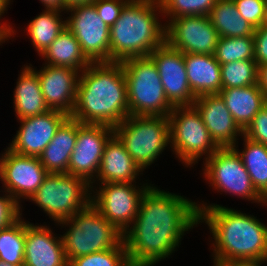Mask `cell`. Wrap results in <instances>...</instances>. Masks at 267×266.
I'll list each match as a JSON object with an SVG mask.
<instances>
[{
	"instance_id": "obj_1",
	"label": "cell",
	"mask_w": 267,
	"mask_h": 266,
	"mask_svg": "<svg viewBox=\"0 0 267 266\" xmlns=\"http://www.w3.org/2000/svg\"><path fill=\"white\" fill-rule=\"evenodd\" d=\"M197 202L151 185L140 201L133 224L124 232L131 266H154L169 258L186 231L199 224Z\"/></svg>"
},
{
	"instance_id": "obj_2",
	"label": "cell",
	"mask_w": 267,
	"mask_h": 266,
	"mask_svg": "<svg viewBox=\"0 0 267 266\" xmlns=\"http://www.w3.org/2000/svg\"><path fill=\"white\" fill-rule=\"evenodd\" d=\"M196 203L200 222L214 240L213 263L257 261L267 263V226L255 216L219 204Z\"/></svg>"
},
{
	"instance_id": "obj_3",
	"label": "cell",
	"mask_w": 267,
	"mask_h": 266,
	"mask_svg": "<svg viewBox=\"0 0 267 266\" xmlns=\"http://www.w3.org/2000/svg\"><path fill=\"white\" fill-rule=\"evenodd\" d=\"M79 75L71 118L82 124H105L114 128L129 116L121 62L90 63Z\"/></svg>"
},
{
	"instance_id": "obj_4",
	"label": "cell",
	"mask_w": 267,
	"mask_h": 266,
	"mask_svg": "<svg viewBox=\"0 0 267 266\" xmlns=\"http://www.w3.org/2000/svg\"><path fill=\"white\" fill-rule=\"evenodd\" d=\"M159 0H129L110 27V62L149 56L165 43Z\"/></svg>"
},
{
	"instance_id": "obj_5",
	"label": "cell",
	"mask_w": 267,
	"mask_h": 266,
	"mask_svg": "<svg viewBox=\"0 0 267 266\" xmlns=\"http://www.w3.org/2000/svg\"><path fill=\"white\" fill-rule=\"evenodd\" d=\"M57 225L69 226L60 235L68 263L79 256L113 249L123 240V234L92 203Z\"/></svg>"
},
{
	"instance_id": "obj_6",
	"label": "cell",
	"mask_w": 267,
	"mask_h": 266,
	"mask_svg": "<svg viewBox=\"0 0 267 266\" xmlns=\"http://www.w3.org/2000/svg\"><path fill=\"white\" fill-rule=\"evenodd\" d=\"M127 84L129 115L167 116L174 107L165 96L154 60L150 56L121 62Z\"/></svg>"
},
{
	"instance_id": "obj_7",
	"label": "cell",
	"mask_w": 267,
	"mask_h": 266,
	"mask_svg": "<svg viewBox=\"0 0 267 266\" xmlns=\"http://www.w3.org/2000/svg\"><path fill=\"white\" fill-rule=\"evenodd\" d=\"M114 134L142 171L151 166L171 144L167 116L129 115L114 127Z\"/></svg>"
},
{
	"instance_id": "obj_8",
	"label": "cell",
	"mask_w": 267,
	"mask_h": 266,
	"mask_svg": "<svg viewBox=\"0 0 267 266\" xmlns=\"http://www.w3.org/2000/svg\"><path fill=\"white\" fill-rule=\"evenodd\" d=\"M91 191V185L81 177L48 173L28 200L58 224L86 208L91 203Z\"/></svg>"
},
{
	"instance_id": "obj_9",
	"label": "cell",
	"mask_w": 267,
	"mask_h": 266,
	"mask_svg": "<svg viewBox=\"0 0 267 266\" xmlns=\"http://www.w3.org/2000/svg\"><path fill=\"white\" fill-rule=\"evenodd\" d=\"M172 152L185 167L208 159L220 147L210 136L199 111L194 105L177 106L168 115Z\"/></svg>"
},
{
	"instance_id": "obj_10",
	"label": "cell",
	"mask_w": 267,
	"mask_h": 266,
	"mask_svg": "<svg viewBox=\"0 0 267 266\" xmlns=\"http://www.w3.org/2000/svg\"><path fill=\"white\" fill-rule=\"evenodd\" d=\"M203 164V175L214 190L264 206V198L254 188L241 156L233 147L219 148Z\"/></svg>"
},
{
	"instance_id": "obj_11",
	"label": "cell",
	"mask_w": 267,
	"mask_h": 266,
	"mask_svg": "<svg viewBox=\"0 0 267 266\" xmlns=\"http://www.w3.org/2000/svg\"><path fill=\"white\" fill-rule=\"evenodd\" d=\"M152 184L107 182L92 189L91 203L122 234L133 224L140 201ZM137 186V187H136ZM95 193V194H94Z\"/></svg>"
},
{
	"instance_id": "obj_12",
	"label": "cell",
	"mask_w": 267,
	"mask_h": 266,
	"mask_svg": "<svg viewBox=\"0 0 267 266\" xmlns=\"http://www.w3.org/2000/svg\"><path fill=\"white\" fill-rule=\"evenodd\" d=\"M66 27L75 35L81 50L91 63L110 62V27L98 16L93 4L68 8Z\"/></svg>"
},
{
	"instance_id": "obj_13",
	"label": "cell",
	"mask_w": 267,
	"mask_h": 266,
	"mask_svg": "<svg viewBox=\"0 0 267 266\" xmlns=\"http://www.w3.org/2000/svg\"><path fill=\"white\" fill-rule=\"evenodd\" d=\"M47 175L48 172L39 157L21 155L8 147L0 156V179L3 189L21 206V198L28 200Z\"/></svg>"
},
{
	"instance_id": "obj_14",
	"label": "cell",
	"mask_w": 267,
	"mask_h": 266,
	"mask_svg": "<svg viewBox=\"0 0 267 266\" xmlns=\"http://www.w3.org/2000/svg\"><path fill=\"white\" fill-rule=\"evenodd\" d=\"M114 128L105 124H82L77 120V137L71 154L68 174L91 184L99 172L106 142Z\"/></svg>"
},
{
	"instance_id": "obj_15",
	"label": "cell",
	"mask_w": 267,
	"mask_h": 266,
	"mask_svg": "<svg viewBox=\"0 0 267 266\" xmlns=\"http://www.w3.org/2000/svg\"><path fill=\"white\" fill-rule=\"evenodd\" d=\"M163 24L170 47L183 53L214 54L220 37L209 16H182Z\"/></svg>"
},
{
	"instance_id": "obj_16",
	"label": "cell",
	"mask_w": 267,
	"mask_h": 266,
	"mask_svg": "<svg viewBox=\"0 0 267 266\" xmlns=\"http://www.w3.org/2000/svg\"><path fill=\"white\" fill-rule=\"evenodd\" d=\"M155 62L165 96L173 107L193 105V95L186 73L184 53L170 47L166 42L149 55Z\"/></svg>"
},
{
	"instance_id": "obj_17",
	"label": "cell",
	"mask_w": 267,
	"mask_h": 266,
	"mask_svg": "<svg viewBox=\"0 0 267 266\" xmlns=\"http://www.w3.org/2000/svg\"><path fill=\"white\" fill-rule=\"evenodd\" d=\"M69 116L58 110L20 119L21 126L8 148L21 155L39 157Z\"/></svg>"
},
{
	"instance_id": "obj_18",
	"label": "cell",
	"mask_w": 267,
	"mask_h": 266,
	"mask_svg": "<svg viewBox=\"0 0 267 266\" xmlns=\"http://www.w3.org/2000/svg\"><path fill=\"white\" fill-rule=\"evenodd\" d=\"M36 73L48 108L71 116L75 108L80 71L45 64Z\"/></svg>"
},
{
	"instance_id": "obj_19",
	"label": "cell",
	"mask_w": 267,
	"mask_h": 266,
	"mask_svg": "<svg viewBox=\"0 0 267 266\" xmlns=\"http://www.w3.org/2000/svg\"><path fill=\"white\" fill-rule=\"evenodd\" d=\"M193 105L199 111L210 136L220 148H238L237 137L243 136V130L234 121L219 94L198 96Z\"/></svg>"
},
{
	"instance_id": "obj_20",
	"label": "cell",
	"mask_w": 267,
	"mask_h": 266,
	"mask_svg": "<svg viewBox=\"0 0 267 266\" xmlns=\"http://www.w3.org/2000/svg\"><path fill=\"white\" fill-rule=\"evenodd\" d=\"M62 237L45 224L26 222L24 266H68Z\"/></svg>"
},
{
	"instance_id": "obj_21",
	"label": "cell",
	"mask_w": 267,
	"mask_h": 266,
	"mask_svg": "<svg viewBox=\"0 0 267 266\" xmlns=\"http://www.w3.org/2000/svg\"><path fill=\"white\" fill-rule=\"evenodd\" d=\"M142 172L125 149L124 144L113 134L105 144L99 172L96 180L90 184L91 189H94L93 185L94 183L98 184V181L99 184L107 182L137 183L136 180L139 179V174H143Z\"/></svg>"
},
{
	"instance_id": "obj_22",
	"label": "cell",
	"mask_w": 267,
	"mask_h": 266,
	"mask_svg": "<svg viewBox=\"0 0 267 266\" xmlns=\"http://www.w3.org/2000/svg\"><path fill=\"white\" fill-rule=\"evenodd\" d=\"M184 63L188 83L195 97L221 91V64L213 54L184 53Z\"/></svg>"
},
{
	"instance_id": "obj_23",
	"label": "cell",
	"mask_w": 267,
	"mask_h": 266,
	"mask_svg": "<svg viewBox=\"0 0 267 266\" xmlns=\"http://www.w3.org/2000/svg\"><path fill=\"white\" fill-rule=\"evenodd\" d=\"M77 137V120L70 116L57 129L55 136L39 156L48 173L68 174L71 154Z\"/></svg>"
},
{
	"instance_id": "obj_24",
	"label": "cell",
	"mask_w": 267,
	"mask_h": 266,
	"mask_svg": "<svg viewBox=\"0 0 267 266\" xmlns=\"http://www.w3.org/2000/svg\"><path fill=\"white\" fill-rule=\"evenodd\" d=\"M32 65H24L18 76L14 89V110L17 120L41 115L49 111L41 91L36 69Z\"/></svg>"
},
{
	"instance_id": "obj_25",
	"label": "cell",
	"mask_w": 267,
	"mask_h": 266,
	"mask_svg": "<svg viewBox=\"0 0 267 266\" xmlns=\"http://www.w3.org/2000/svg\"><path fill=\"white\" fill-rule=\"evenodd\" d=\"M234 121L244 130L255 115L265 106V95L258 84L221 89L218 93Z\"/></svg>"
},
{
	"instance_id": "obj_26",
	"label": "cell",
	"mask_w": 267,
	"mask_h": 266,
	"mask_svg": "<svg viewBox=\"0 0 267 266\" xmlns=\"http://www.w3.org/2000/svg\"><path fill=\"white\" fill-rule=\"evenodd\" d=\"M40 56L45 64L69 67L80 72L91 63L83 54L75 35L67 27Z\"/></svg>"
},
{
	"instance_id": "obj_27",
	"label": "cell",
	"mask_w": 267,
	"mask_h": 266,
	"mask_svg": "<svg viewBox=\"0 0 267 266\" xmlns=\"http://www.w3.org/2000/svg\"><path fill=\"white\" fill-rule=\"evenodd\" d=\"M209 18L219 37L254 35L255 28L240 15L233 0H217Z\"/></svg>"
},
{
	"instance_id": "obj_28",
	"label": "cell",
	"mask_w": 267,
	"mask_h": 266,
	"mask_svg": "<svg viewBox=\"0 0 267 266\" xmlns=\"http://www.w3.org/2000/svg\"><path fill=\"white\" fill-rule=\"evenodd\" d=\"M62 12L55 9H45L27 25V35L30 36V42L39 56L66 28V20H63Z\"/></svg>"
},
{
	"instance_id": "obj_29",
	"label": "cell",
	"mask_w": 267,
	"mask_h": 266,
	"mask_svg": "<svg viewBox=\"0 0 267 266\" xmlns=\"http://www.w3.org/2000/svg\"><path fill=\"white\" fill-rule=\"evenodd\" d=\"M242 151L233 147L241 156L252 184L256 191L265 198L267 196V146L254 142L244 135Z\"/></svg>"
},
{
	"instance_id": "obj_30",
	"label": "cell",
	"mask_w": 267,
	"mask_h": 266,
	"mask_svg": "<svg viewBox=\"0 0 267 266\" xmlns=\"http://www.w3.org/2000/svg\"><path fill=\"white\" fill-rule=\"evenodd\" d=\"M26 221L21 217L10 226L0 229V260L24 266Z\"/></svg>"
},
{
	"instance_id": "obj_31",
	"label": "cell",
	"mask_w": 267,
	"mask_h": 266,
	"mask_svg": "<svg viewBox=\"0 0 267 266\" xmlns=\"http://www.w3.org/2000/svg\"><path fill=\"white\" fill-rule=\"evenodd\" d=\"M222 89L258 84V66L255 60H240L221 64Z\"/></svg>"
},
{
	"instance_id": "obj_32",
	"label": "cell",
	"mask_w": 267,
	"mask_h": 266,
	"mask_svg": "<svg viewBox=\"0 0 267 266\" xmlns=\"http://www.w3.org/2000/svg\"><path fill=\"white\" fill-rule=\"evenodd\" d=\"M213 55L220 64L254 60L253 36L220 37Z\"/></svg>"
},
{
	"instance_id": "obj_33",
	"label": "cell",
	"mask_w": 267,
	"mask_h": 266,
	"mask_svg": "<svg viewBox=\"0 0 267 266\" xmlns=\"http://www.w3.org/2000/svg\"><path fill=\"white\" fill-rule=\"evenodd\" d=\"M217 0H159L163 17L169 20L182 16H209Z\"/></svg>"
},
{
	"instance_id": "obj_34",
	"label": "cell",
	"mask_w": 267,
	"mask_h": 266,
	"mask_svg": "<svg viewBox=\"0 0 267 266\" xmlns=\"http://www.w3.org/2000/svg\"><path fill=\"white\" fill-rule=\"evenodd\" d=\"M68 266H131L122 240L115 248L72 259Z\"/></svg>"
},
{
	"instance_id": "obj_35",
	"label": "cell",
	"mask_w": 267,
	"mask_h": 266,
	"mask_svg": "<svg viewBox=\"0 0 267 266\" xmlns=\"http://www.w3.org/2000/svg\"><path fill=\"white\" fill-rule=\"evenodd\" d=\"M240 15L255 29L267 23V0H233Z\"/></svg>"
},
{
	"instance_id": "obj_36",
	"label": "cell",
	"mask_w": 267,
	"mask_h": 266,
	"mask_svg": "<svg viewBox=\"0 0 267 266\" xmlns=\"http://www.w3.org/2000/svg\"><path fill=\"white\" fill-rule=\"evenodd\" d=\"M248 139L267 146V108L264 106L243 130Z\"/></svg>"
},
{
	"instance_id": "obj_37",
	"label": "cell",
	"mask_w": 267,
	"mask_h": 266,
	"mask_svg": "<svg viewBox=\"0 0 267 266\" xmlns=\"http://www.w3.org/2000/svg\"><path fill=\"white\" fill-rule=\"evenodd\" d=\"M129 0H94L93 5L98 16L103 22L111 27L119 18L124 5Z\"/></svg>"
},
{
	"instance_id": "obj_38",
	"label": "cell",
	"mask_w": 267,
	"mask_h": 266,
	"mask_svg": "<svg viewBox=\"0 0 267 266\" xmlns=\"http://www.w3.org/2000/svg\"><path fill=\"white\" fill-rule=\"evenodd\" d=\"M0 196V229L6 228L22 217V208L6 191Z\"/></svg>"
},
{
	"instance_id": "obj_39",
	"label": "cell",
	"mask_w": 267,
	"mask_h": 266,
	"mask_svg": "<svg viewBox=\"0 0 267 266\" xmlns=\"http://www.w3.org/2000/svg\"><path fill=\"white\" fill-rule=\"evenodd\" d=\"M254 39V60L257 66L267 64V25L256 28Z\"/></svg>"
},
{
	"instance_id": "obj_40",
	"label": "cell",
	"mask_w": 267,
	"mask_h": 266,
	"mask_svg": "<svg viewBox=\"0 0 267 266\" xmlns=\"http://www.w3.org/2000/svg\"><path fill=\"white\" fill-rule=\"evenodd\" d=\"M11 2L9 0H0V19L2 15L7 11L8 5ZM16 34L15 29L6 22H0V45L11 39Z\"/></svg>"
},
{
	"instance_id": "obj_41",
	"label": "cell",
	"mask_w": 267,
	"mask_h": 266,
	"mask_svg": "<svg viewBox=\"0 0 267 266\" xmlns=\"http://www.w3.org/2000/svg\"><path fill=\"white\" fill-rule=\"evenodd\" d=\"M258 85L267 97V64L258 66Z\"/></svg>"
},
{
	"instance_id": "obj_42",
	"label": "cell",
	"mask_w": 267,
	"mask_h": 266,
	"mask_svg": "<svg viewBox=\"0 0 267 266\" xmlns=\"http://www.w3.org/2000/svg\"><path fill=\"white\" fill-rule=\"evenodd\" d=\"M264 262L257 261H229L214 263L213 266H261Z\"/></svg>"
},
{
	"instance_id": "obj_43",
	"label": "cell",
	"mask_w": 267,
	"mask_h": 266,
	"mask_svg": "<svg viewBox=\"0 0 267 266\" xmlns=\"http://www.w3.org/2000/svg\"><path fill=\"white\" fill-rule=\"evenodd\" d=\"M45 9H55L64 11L65 13V4L63 0H39Z\"/></svg>"
},
{
	"instance_id": "obj_44",
	"label": "cell",
	"mask_w": 267,
	"mask_h": 266,
	"mask_svg": "<svg viewBox=\"0 0 267 266\" xmlns=\"http://www.w3.org/2000/svg\"><path fill=\"white\" fill-rule=\"evenodd\" d=\"M65 4V11L71 6L78 4H92L94 0H63Z\"/></svg>"
},
{
	"instance_id": "obj_45",
	"label": "cell",
	"mask_w": 267,
	"mask_h": 266,
	"mask_svg": "<svg viewBox=\"0 0 267 266\" xmlns=\"http://www.w3.org/2000/svg\"><path fill=\"white\" fill-rule=\"evenodd\" d=\"M0 266H18V265H12L10 263L4 262L3 260H0Z\"/></svg>"
},
{
	"instance_id": "obj_46",
	"label": "cell",
	"mask_w": 267,
	"mask_h": 266,
	"mask_svg": "<svg viewBox=\"0 0 267 266\" xmlns=\"http://www.w3.org/2000/svg\"><path fill=\"white\" fill-rule=\"evenodd\" d=\"M264 206H267V196L264 198Z\"/></svg>"
},
{
	"instance_id": "obj_47",
	"label": "cell",
	"mask_w": 267,
	"mask_h": 266,
	"mask_svg": "<svg viewBox=\"0 0 267 266\" xmlns=\"http://www.w3.org/2000/svg\"><path fill=\"white\" fill-rule=\"evenodd\" d=\"M265 106L267 108V97H265Z\"/></svg>"
}]
</instances>
